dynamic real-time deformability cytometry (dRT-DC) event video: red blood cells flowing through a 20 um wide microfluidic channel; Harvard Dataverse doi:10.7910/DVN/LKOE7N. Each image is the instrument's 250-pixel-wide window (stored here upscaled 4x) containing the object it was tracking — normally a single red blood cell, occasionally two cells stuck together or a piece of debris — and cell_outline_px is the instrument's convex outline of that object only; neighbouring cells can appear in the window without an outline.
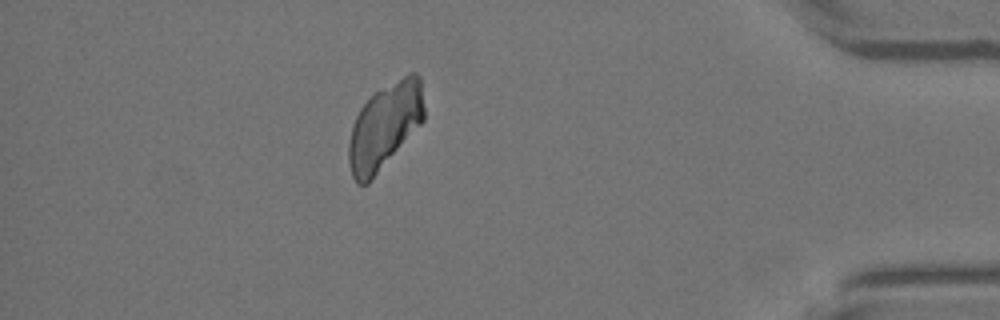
{"species": "Egyptian fruit bat (a non-hibernating species)", "species_latin": "Rousettus aegyptiacus", "temperature_condition": "warm", "stored_images_in_passage": 40, "camera_frame_rate_fps": 3000, "um_per_image_px": 0.085, "animal": {"sex": "female"}, "frame": {"image": 1, "passage_image": 35, "time_ms": 11.333, "image_size_px": [1000, 320], "cell_outline_px": [[424, 120], [368, 184], [356, 184], [352, 176], [348, 160], [348, 144], [352, 128], [356, 116], [360, 108], [376, 92], [408, 72], [416, 72], [420, 76], [424, 108]], "centroid_in_image_um": [32.7, 10.72], "position_along_channel_um": 402.5, "area_um2": 37.34}}